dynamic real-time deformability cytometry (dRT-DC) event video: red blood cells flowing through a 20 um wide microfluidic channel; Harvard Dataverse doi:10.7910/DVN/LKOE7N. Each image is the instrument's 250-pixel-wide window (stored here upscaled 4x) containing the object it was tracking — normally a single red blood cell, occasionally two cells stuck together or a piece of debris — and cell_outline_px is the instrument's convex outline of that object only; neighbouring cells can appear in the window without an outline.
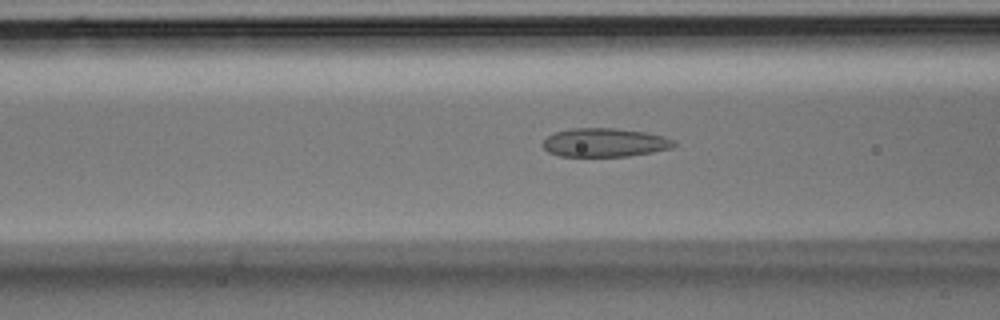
{"species": "Egyptian fruit bat (a non-hibernating species)", "species_latin": "Rousettus aegyptiacus", "temperature_condition": "room temperature", "stored_images_in_passage": 45, "camera_frame_rate_fps": 3000, "um_per_image_px": 0.085, "animal": {"sex": "male"}, "frame": {"image": 1, "passage_image": 14, "time_ms": 4.333, "image_size_px": [1000, 320], "cell_outline_px": [[676, 144], [672, 148], [652, 152], [628, 156], [560, 156], [548, 152], [540, 144], [548, 136], [556, 132], [572, 128], [616, 128], [644, 132], [664, 136], [676, 140]], "centroid_in_image_um": [51.41, 12.11], "position_along_channel_um": 115.2, "area_um2": 21.96}}
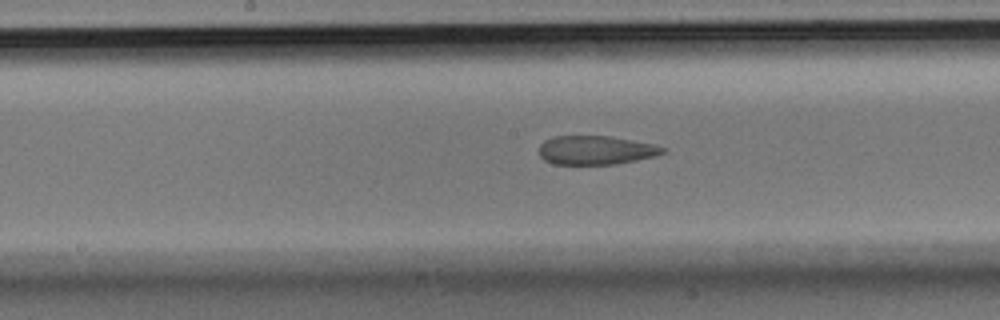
{"frame": {"image": 2, "passage_image": 20, "time_ms": 6.333, "image_size_px": [1000, 320], "cell_outline_px": [[664, 152], [656, 156], [616, 164], [552, 164], [544, 160], [540, 156], [540, 144], [544, 140], [556, 136], [608, 136], [656, 144], [664, 148]], "centroid_in_image_um": [50.64, 12.76], "position_along_channel_um": 197.6, "area_um2": 20.75}}
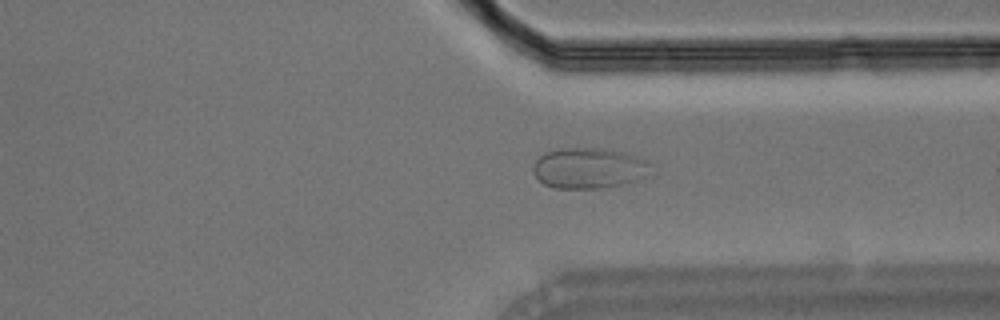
{"frame": {"image": 3, "passage_image": 32, "time_ms": 10.333, "image_size_px": [1000, 320], "cell_outline_px": [[656, 172], [652, 176], [640, 180], [624, 184], [604, 188], [552, 188], [544, 184], [532, 172], [532, 168], [536, 160], [544, 152], [556, 148], [604, 148], [624, 152], [652, 160]], "centroid_in_image_um": [50.2, 14.29], "position_along_channel_um": 361.2, "area_um2": 29.07}}